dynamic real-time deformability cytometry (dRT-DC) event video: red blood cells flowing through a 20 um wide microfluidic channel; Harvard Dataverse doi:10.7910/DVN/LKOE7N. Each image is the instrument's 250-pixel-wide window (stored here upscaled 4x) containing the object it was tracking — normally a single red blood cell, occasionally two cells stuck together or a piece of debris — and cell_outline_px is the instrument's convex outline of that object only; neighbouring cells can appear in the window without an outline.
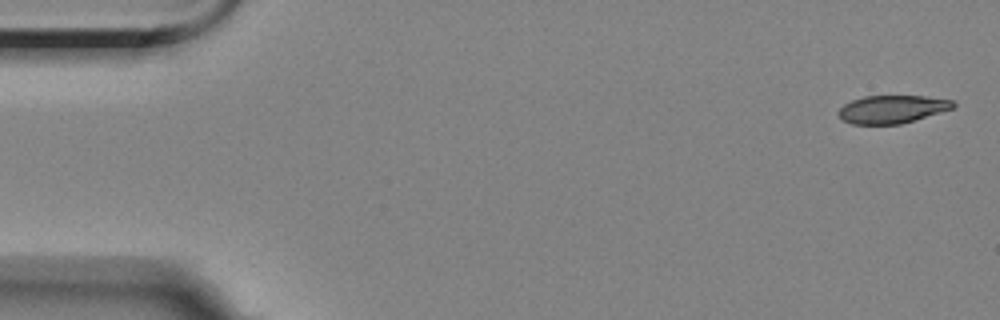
{"species": "Egyptian fruit bat (a non-hibernating species)", "species_latin": "Rousettus aegyptiacus", "temperature_condition": "room temperature", "stored_images_in_passage": 4, "camera_frame_rate_fps": 3000, "um_per_image_px": 0.085, "animal": {"sex": "female"}, "frame": {"image": 1, "passage_image": 1, "time_ms": 0.0, "image_size_px": [1000, 320], "cell_outline_px": [[956, 104], [952, 108], [900, 124], [852, 124], [844, 120], [836, 112], [844, 104], [852, 100], [864, 96], [924, 96], [952, 100]], "centroid_in_image_um": [75.79, 9.28], "position_along_channel_um": 9.2, "area_um2": 18.38}}
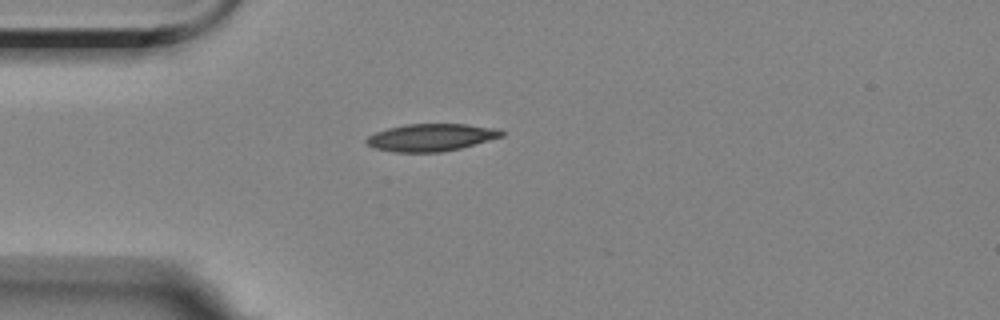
{"frame": {"image": 2, "passage_image": 4, "time_ms": 4.333, "image_size_px": [1000, 320], "cell_outline_px": [[504, 136], [460, 148], [444, 152], [396, 152], [376, 148], [368, 144], [364, 140], [368, 136], [376, 132], [388, 128], [404, 124], [468, 124], [500, 128], [504, 132]], "centroid_in_image_um": [36.68, 11.67], "position_along_channel_um": 48.3, "area_um2": 21.62}}